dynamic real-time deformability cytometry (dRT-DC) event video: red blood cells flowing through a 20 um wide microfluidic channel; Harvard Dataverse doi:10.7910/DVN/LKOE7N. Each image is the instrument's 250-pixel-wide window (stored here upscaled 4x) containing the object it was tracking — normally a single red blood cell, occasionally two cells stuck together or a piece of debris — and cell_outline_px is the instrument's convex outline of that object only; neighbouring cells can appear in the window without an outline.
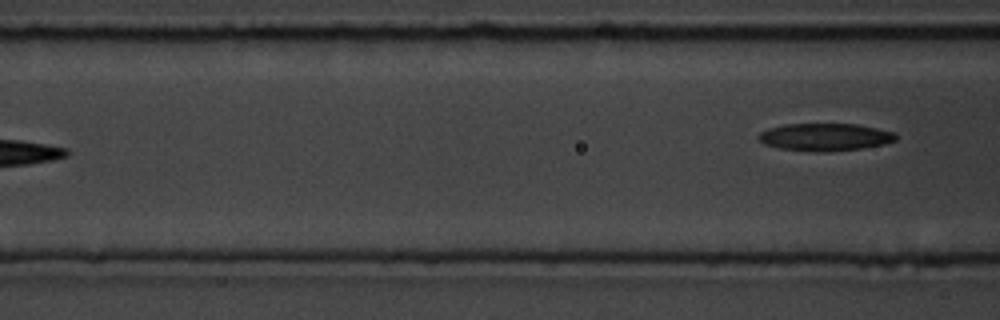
{"species": "common noctule bat (a hibernating species)", "species_latin": "Nyctalus noctula", "temperature_condition": "room temperature", "stored_images_in_passage": 6, "camera_frame_rate_fps": 3000, "um_per_image_px": 0.085, "animal": {"sex": "male", "body_mass_g": 19.5, "forearm_length_mm": 54.6}, "frame": {"image": 1, "passage_image": 6, "time_ms": 6.333, "image_size_px": [1000, 320], "cell_outline_px": [[896, 140], [884, 144], [860, 148], [824, 152], [780, 148], [764, 144], [756, 136], [760, 132], [768, 128], [784, 124], [856, 124], [896, 132]], "centroid_in_image_um": [70.11, 11.64], "position_along_channel_um": 96.5, "area_um2": 21.85}}